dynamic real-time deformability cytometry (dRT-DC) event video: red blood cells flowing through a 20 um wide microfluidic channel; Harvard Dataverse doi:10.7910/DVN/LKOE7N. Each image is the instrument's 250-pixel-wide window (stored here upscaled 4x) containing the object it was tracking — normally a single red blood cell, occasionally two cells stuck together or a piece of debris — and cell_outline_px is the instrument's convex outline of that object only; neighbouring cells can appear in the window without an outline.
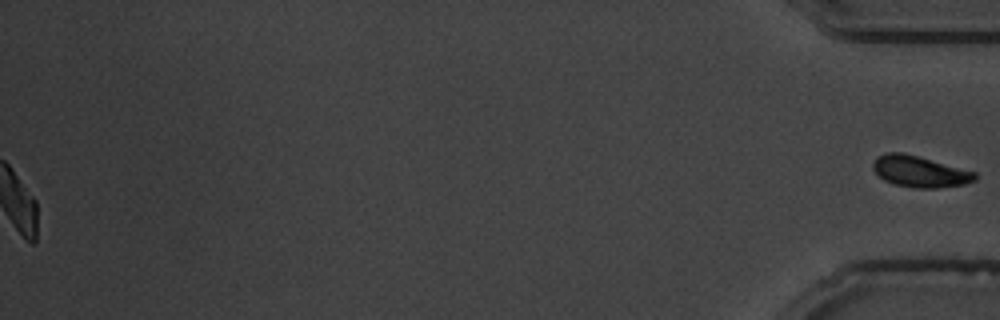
{"species": "common noctule bat (a hibernating species)", "species_latin": "Nyctalus noctula", "temperature_condition": "warm", "stored_images_in_passage": 57, "segment_of_instrument_passage": [2, 2], "camera_frame_rate_fps": 3000, "um_per_image_px": 0.085, "animal": {"sex": "male", "body_mass_g": 19.5, "forearm_length_mm": 54.6}, "frame": {"image": 1, "passage_image": 57, "time_ms": 18.667, "image_size_px": [1000, 320], "cell_outline_px": [[976, 180], [964, 184], [936, 188], [916, 188], [892, 184], [884, 180], [872, 168], [872, 164], [876, 156], [888, 152], [904, 152], [976, 172]], "centroid_in_image_um": [78.15, 14.57], "position_along_channel_um": 357.0, "area_um2": 18.61}}